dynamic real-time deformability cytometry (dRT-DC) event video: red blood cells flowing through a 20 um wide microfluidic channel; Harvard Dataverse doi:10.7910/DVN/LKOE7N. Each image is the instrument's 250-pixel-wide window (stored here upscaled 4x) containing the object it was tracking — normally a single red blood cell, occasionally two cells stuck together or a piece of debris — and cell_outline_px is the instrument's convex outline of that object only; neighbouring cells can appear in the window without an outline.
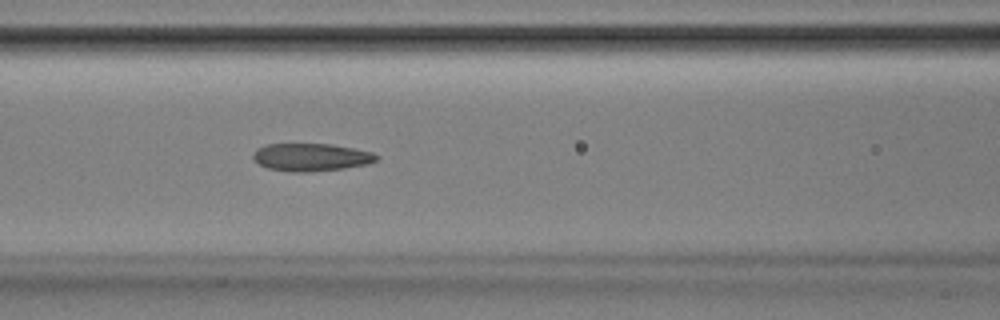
{"species": "Egyptian fruit bat (a non-hibernating species)", "species_latin": "Rousettus aegyptiacus", "temperature_condition": "room temperature", "stored_images_in_passage": 52, "camera_frame_rate_fps": 3000, "um_per_image_px": 0.085, "animal": {"sex": "male"}, "frame": {"image": 1, "passage_image": 22, "time_ms": 7.0, "image_size_px": [1000, 320], "cell_outline_px": [[380, 156], [376, 160], [368, 164], [344, 168], [308, 172], [292, 172], [268, 168], [260, 164], [252, 156], [256, 148], [264, 144], [332, 144], [372, 152]], "centroid_in_image_um": [26.44, 13.36], "position_along_channel_um": 140.2, "area_um2": 19.88}}
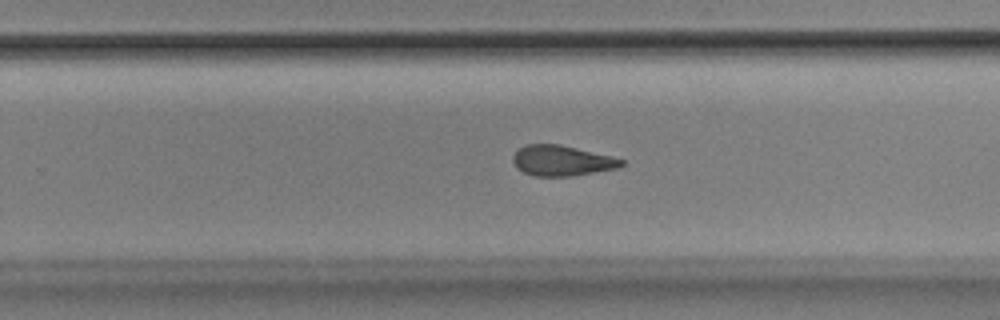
{"frame": {"image": 2, "passage_image": 33, "time_ms": 10.667, "image_size_px": [1000, 320], "cell_outline_px": [[624, 164], [616, 168], [572, 176], [536, 176], [524, 172], [516, 168], [512, 160], [512, 156], [520, 148], [528, 144], [560, 144], [612, 156], [624, 160]], "centroid_in_image_um": [47.74, 13.65], "position_along_channel_um": 282.1, "area_um2": 19.13}}
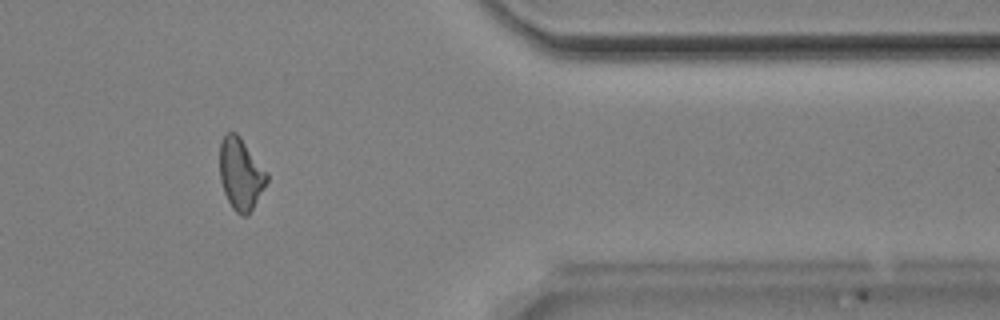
{"frame": {"image": 3, "passage_image": 43, "time_ms": 14.0, "image_size_px": [1000, 320], "cell_outline_px": [[268, 180], [264, 188], [248, 216], [240, 216], [232, 208], [224, 192], [220, 180], [220, 144], [224, 136], [228, 132], [236, 132], [240, 136], [268, 172]], "centroid_in_image_um": [20.47, 14.79], "position_along_channel_um": 390.9, "area_um2": 19.77}, "authors_computed_cell_mechanics": {"area_um2": 19.9121, "velocity_mm_per_s": 3.8916, "shape_relaxation_time_tau1_ms": 7.5013, "shape_relaxation_time_tau2_ms": 2.6319, "deformation_change_tau1": 0.2175, "deformation_change_tau2": 0.1176}}